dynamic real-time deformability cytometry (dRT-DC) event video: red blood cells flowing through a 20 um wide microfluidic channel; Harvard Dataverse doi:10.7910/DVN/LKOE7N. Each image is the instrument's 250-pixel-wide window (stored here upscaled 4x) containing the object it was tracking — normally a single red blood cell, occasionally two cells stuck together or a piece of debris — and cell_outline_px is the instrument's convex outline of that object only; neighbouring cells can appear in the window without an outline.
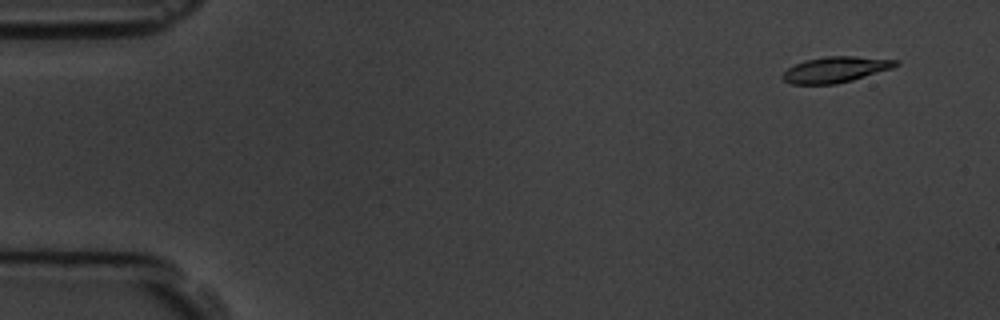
{"species": "common noctule bat (a hibernating species)", "species_latin": "Nyctalus noctula", "temperature_condition": "room temperature", "stored_images_in_passage": 6, "camera_frame_rate_fps": 3000, "um_per_image_px": 0.085, "animal": {"sex": "male", "body_mass_g": 19.5, "forearm_length_mm": 54.6}, "frame": {"image": 1, "passage_image": 6, "time_ms": 6.667, "image_size_px": [1000, 320], "cell_outline_px": [[900, 64], [892, 68], [852, 80], [836, 84], [792, 84], [784, 80], [780, 76], [788, 68], [804, 60], [824, 56], [856, 56], [900, 60]], "centroid_in_image_um": [71.03, 5.9], "position_along_channel_um": 14.0, "area_um2": 17.05}}